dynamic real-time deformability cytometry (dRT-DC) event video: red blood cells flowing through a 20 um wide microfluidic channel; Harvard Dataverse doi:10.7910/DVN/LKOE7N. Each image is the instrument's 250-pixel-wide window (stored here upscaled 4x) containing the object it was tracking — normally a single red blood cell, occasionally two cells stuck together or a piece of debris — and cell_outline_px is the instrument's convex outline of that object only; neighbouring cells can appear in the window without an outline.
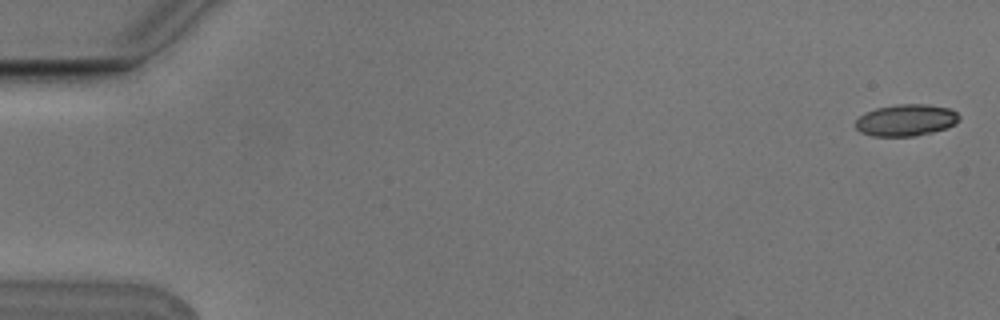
{"species": "Egyptian fruit bat (a non-hibernating species)", "species_latin": "Rousettus aegyptiacus", "temperature_condition": "cold", "stored_images_in_passage": 4, "camera_frame_rate_fps": 3000, "um_per_image_px": 0.085, "animal": {"sex": "male"}, "frame": {"image": 1, "passage_image": 1, "time_ms": 0.0, "image_size_px": [1000, 320], "cell_outline_px": [[960, 120], [956, 124], [932, 132], [916, 136], [872, 136], [860, 132], [856, 128], [856, 120], [864, 112], [876, 108], [896, 104], [928, 104], [948, 108], [956, 112], [960, 116]], "centroid_in_image_um": [77.01, 10.21], "position_along_channel_um": 8.0, "area_um2": 19.25}}